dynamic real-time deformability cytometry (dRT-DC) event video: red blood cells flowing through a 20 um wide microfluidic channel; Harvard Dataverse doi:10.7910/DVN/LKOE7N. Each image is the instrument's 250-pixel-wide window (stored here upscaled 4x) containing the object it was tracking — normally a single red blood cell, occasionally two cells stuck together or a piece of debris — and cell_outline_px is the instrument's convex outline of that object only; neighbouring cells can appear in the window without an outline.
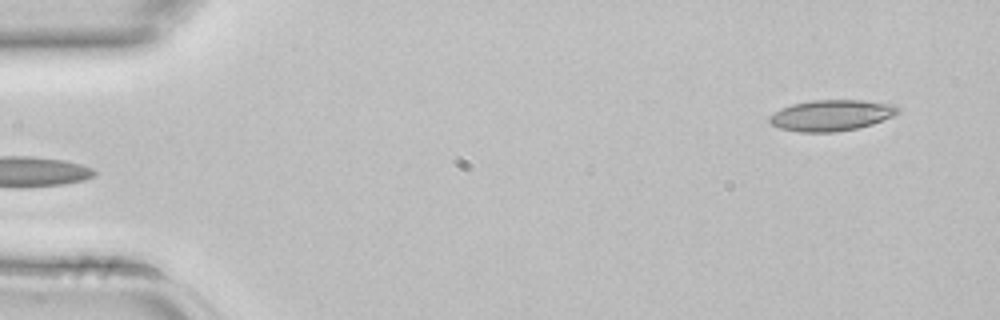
{"species": "common noctule bat (a hibernating species)", "species_latin": "Nyctalus noctula", "temperature_condition": "room temperature", "stored_images_in_passage": 3, "segment_of_instrument_passage": [2, 2], "camera_frame_rate_fps": 3000, "um_per_image_px": 0.085, "animal": {"sex": "female", "body_mass_g": 22.7, "forearm_length_mm": 54.2}, "frame": {"image": 1, "passage_image": 3, "time_ms": 0.667, "image_size_px": [1000, 320], "cell_outline_px": [[900, 112], [892, 116], [872, 124], [856, 128], [836, 132], [800, 132], [780, 128], [772, 124], [768, 120], [768, 116], [780, 108], [792, 104], [812, 100], [864, 100], [892, 104], [900, 108]], "centroid_in_image_um": [70.65, 9.8], "position_along_channel_um": 14.4, "area_um2": 23.24}}